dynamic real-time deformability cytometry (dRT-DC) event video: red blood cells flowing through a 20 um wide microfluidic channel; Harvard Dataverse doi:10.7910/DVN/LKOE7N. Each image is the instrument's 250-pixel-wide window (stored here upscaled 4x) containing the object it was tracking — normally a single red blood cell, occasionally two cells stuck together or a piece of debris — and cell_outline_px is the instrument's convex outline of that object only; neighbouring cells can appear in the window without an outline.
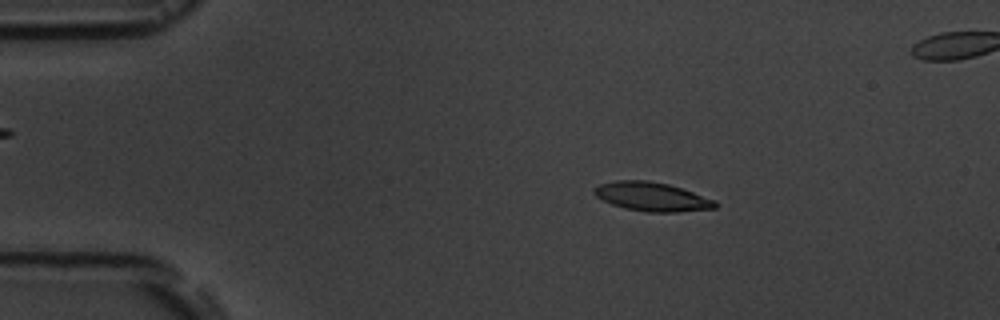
{"species": "common noctule bat (a hibernating species)", "species_latin": "Nyctalus noctula", "temperature_condition": "room temperature", "stored_images_in_passage": 5, "camera_frame_rate_fps": 3000, "um_per_image_px": 0.085, "animal": {"sex": "male", "body_mass_g": 19.5, "forearm_length_mm": 54.6}, "frame": {"image": 1, "passage_image": 3, "time_ms": 2.0, "image_size_px": [1000, 320], "cell_outline_px": [[720, 204], [716, 208], [676, 212], [648, 212], [624, 208], [612, 204], [596, 196], [592, 192], [592, 188], [600, 184], [616, 180], [648, 180], [668, 184], [716, 200]], "centroid_in_image_um": [55.41, 16.72], "position_along_channel_um": 29.6, "area_um2": 20.4}}